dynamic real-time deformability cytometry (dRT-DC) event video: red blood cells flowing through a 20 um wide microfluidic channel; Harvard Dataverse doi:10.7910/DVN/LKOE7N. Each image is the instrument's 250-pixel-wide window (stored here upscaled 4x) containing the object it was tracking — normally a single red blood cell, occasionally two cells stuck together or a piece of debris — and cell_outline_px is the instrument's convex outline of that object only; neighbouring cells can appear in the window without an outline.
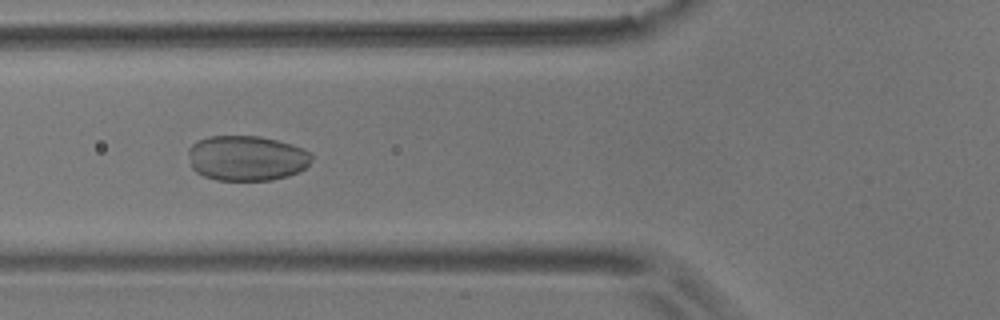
{"species": "common noctule bat (a hibernating species)", "species_latin": "Nyctalus noctula", "temperature_condition": "room temperature", "stored_images_in_passage": 47, "camera_frame_rate_fps": 3000, "um_per_image_px": 0.085, "animal": {"sex": "male", "body_mass_g": 17.9}, "frame": {"image": 1, "passage_image": 20, "time_ms": 6.333, "image_size_px": [1000, 320], "cell_outline_px": [[312, 160], [304, 168], [288, 176], [272, 180], [216, 180], [204, 176], [196, 172], [192, 168], [188, 152], [188, 148], [196, 140], [208, 136], [260, 136], [292, 144], [308, 152], [312, 156]], "centroid_in_image_um": [20.92, 13.44], "position_along_channel_um": 104.9, "area_um2": 32.48}}
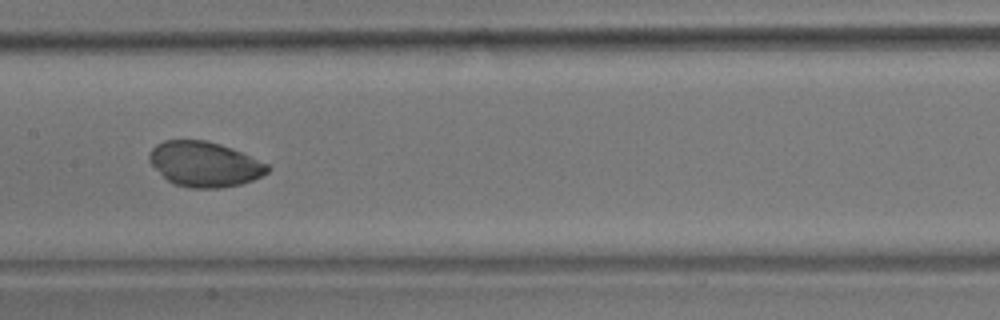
{"frame": {"image": 2, "passage_image": 27, "time_ms": 8.667, "image_size_px": [1000, 320], "cell_outline_px": [[272, 168], [268, 172], [252, 180], [240, 184], [220, 188], [188, 188], [172, 184], [148, 160], [148, 152], [156, 144], [164, 140], [208, 140], [232, 148], [268, 164]], "centroid_in_image_um": [17.37, 13.95], "position_along_channel_um": 190.0, "area_um2": 31.1}}
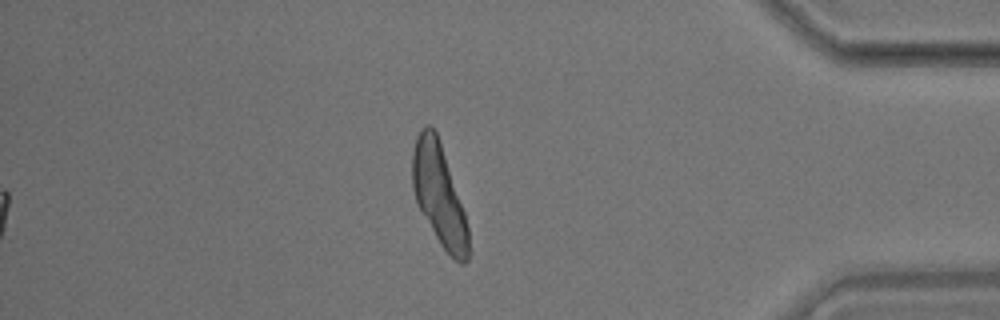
{"frame": {"image": 3, "passage_image": 47, "time_ms": 15.333, "image_size_px": [1000, 320], "cell_outline_px": [[468, 260], [464, 264], [460, 264], [440, 244], [416, 204], [412, 188], [412, 152], [416, 136], [420, 128], [424, 124], [432, 124], [436, 132], [464, 212], [468, 228]], "centroid_in_image_um": [37.28, 16.53], "position_along_channel_um": 397.9, "area_um2": 32.77}}